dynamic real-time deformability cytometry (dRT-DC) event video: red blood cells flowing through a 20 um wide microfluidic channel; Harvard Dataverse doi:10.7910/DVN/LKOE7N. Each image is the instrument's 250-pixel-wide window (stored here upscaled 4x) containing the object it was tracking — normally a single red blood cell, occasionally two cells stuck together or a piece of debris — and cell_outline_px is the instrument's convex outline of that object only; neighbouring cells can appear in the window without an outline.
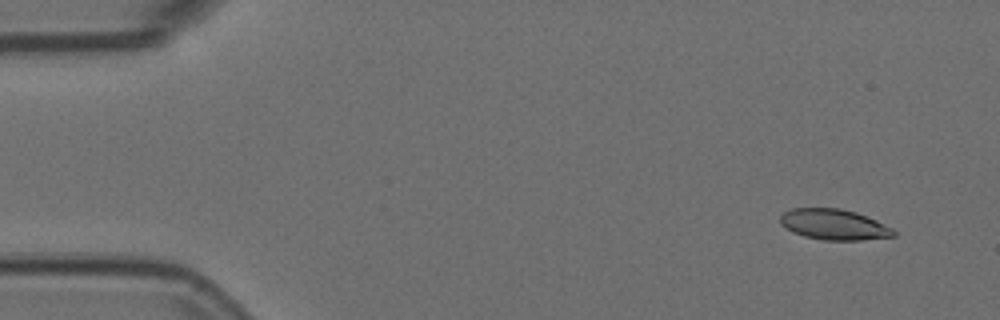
{"species": "Egyptian fruit bat (a non-hibernating species)", "species_latin": "Rousettus aegyptiacus", "temperature_condition": "room temperature", "stored_images_in_passage": 55, "camera_frame_rate_fps": 3000, "um_per_image_px": 0.085, "animal": {"sex": "female"}, "frame": {"image": 1, "passage_image": 4, "time_ms": 1.0, "image_size_px": [1000, 320], "cell_outline_px": [[896, 236], [860, 240], [824, 240], [804, 236], [792, 232], [780, 224], [780, 216], [784, 212], [792, 208], [840, 208], [856, 212], [876, 220], [892, 228], [896, 232]], "centroid_in_image_um": [70.88, 19.08], "position_along_channel_um": 14.1, "area_um2": 20.29}}
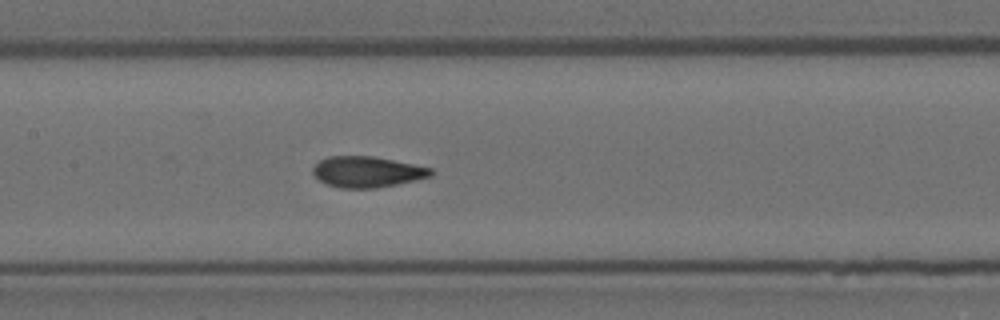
{"frame": {"image": 2, "passage_image": 26, "time_ms": 8.333, "image_size_px": [1000, 320], "cell_outline_px": [[432, 176], [416, 180], [376, 188], [340, 188], [328, 184], [320, 180], [312, 172], [312, 168], [320, 160], [328, 156], [372, 156], [432, 168]], "centroid_in_image_um": [31.19, 14.61], "position_along_channel_um": 176.2, "area_um2": 21.04}}
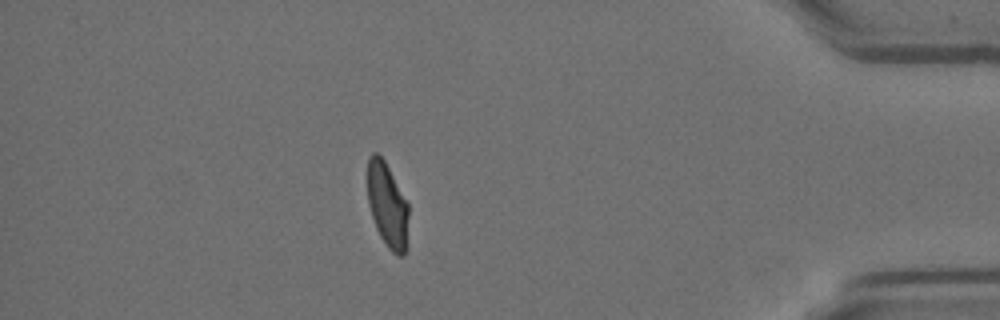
{"frame": {"image": 3, "passage_image": 48, "time_ms": 15.667, "image_size_px": [1000, 320], "cell_outline_px": [[408, 248], [404, 256], [396, 256], [388, 248], [380, 236], [376, 228], [368, 204], [368, 156], [372, 152], [376, 152], [384, 160], [408, 204]], "centroid_in_image_um": [32.95, 17.5], "position_along_channel_um": 402.3, "area_um2": 20.4}, "authors_computed_cell_mechanics": {"area_um2": 21.1548, "velocity_mm_per_s": 3.7016, "shape_relaxation_time_tau1_ms": 6.629, "shape_relaxation_time_tau2_ms": 0.89, "deformation_change_tau1": 0.1882, "deformation_change_tau2": 0.0664}}